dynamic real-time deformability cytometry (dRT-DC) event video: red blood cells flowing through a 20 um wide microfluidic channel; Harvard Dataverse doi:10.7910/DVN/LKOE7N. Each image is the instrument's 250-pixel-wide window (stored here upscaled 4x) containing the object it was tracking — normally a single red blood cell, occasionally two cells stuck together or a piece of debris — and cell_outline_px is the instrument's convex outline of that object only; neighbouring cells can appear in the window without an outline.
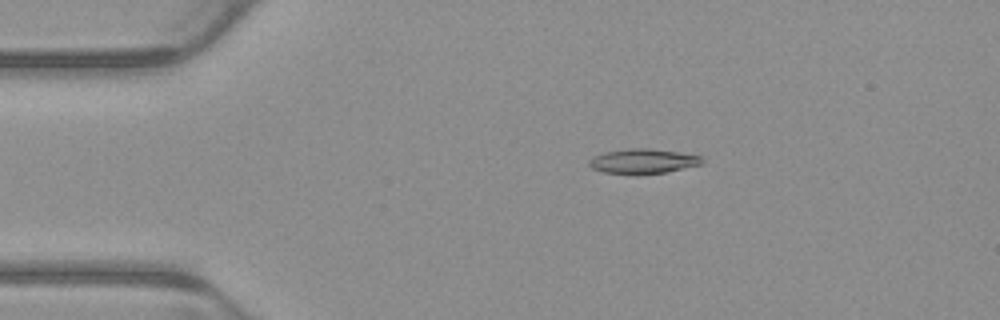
{"species": "common noctule bat (a hibernating species)", "species_latin": "Nyctalus noctula", "temperature_condition": "warm", "stored_images_in_passage": 4, "camera_frame_rate_fps": 3000, "um_per_image_px": 0.085, "animal": {"sex": "male", "body_mass_g": 23.1, "forearm_length_mm": 52.7}, "frame": {"image": 1, "passage_image": 3, "time_ms": 0.667, "image_size_px": [1000, 320], "cell_outline_px": [[704, 160], [700, 164], [668, 172], [636, 176], [604, 172], [592, 168], [588, 164], [588, 160], [592, 156], [604, 152], [628, 148], [652, 148], [700, 156]], "centroid_in_image_um": [54.59, 13.72], "position_along_channel_um": 30.4, "area_um2": 16.65}}